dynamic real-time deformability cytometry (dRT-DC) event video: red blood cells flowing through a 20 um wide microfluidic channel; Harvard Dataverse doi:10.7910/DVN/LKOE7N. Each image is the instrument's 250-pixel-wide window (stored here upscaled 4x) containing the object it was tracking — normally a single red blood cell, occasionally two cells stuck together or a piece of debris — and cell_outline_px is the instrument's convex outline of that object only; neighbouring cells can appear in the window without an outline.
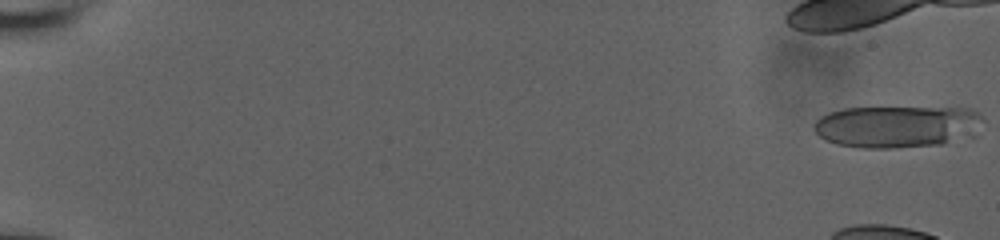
{"species": "human", "species_latin": "Homo sapiens", "temperature_condition": "room temperature", "stored_images_in_passage": 21, "camera_frame_rate_fps": 3000, "um_per_image_px": 0.085, "donor": {"sex": "male"}, "frame": {"image": 1, "passage_image": 1, "time_ms": 0.0, "image_size_px": [1000, 240], "cell_outline_px": [[984, 120], [944, 144], [892, 148], [864, 148], [836, 144], [824, 140], [812, 128], [812, 124], [820, 116], [828, 112], [844, 108], [972, 108], [980, 112], [984, 116]], "centroid_in_image_um": [76.08, 10.73], "position_along_channel_um": 8.9, "area_um2": 40.63}}